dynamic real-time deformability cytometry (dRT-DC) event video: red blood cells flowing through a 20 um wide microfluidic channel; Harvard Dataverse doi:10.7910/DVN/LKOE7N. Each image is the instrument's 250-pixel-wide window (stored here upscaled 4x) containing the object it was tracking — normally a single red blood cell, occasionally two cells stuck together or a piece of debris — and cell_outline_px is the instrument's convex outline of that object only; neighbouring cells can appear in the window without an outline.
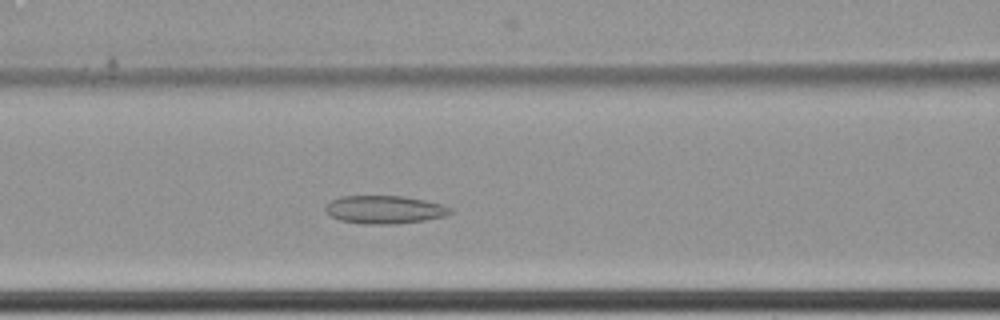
{"species": "common noctule bat (a hibernating species)", "species_latin": "Nyctalus noctula", "temperature_condition": "cold", "stored_images_in_passage": 56, "camera_frame_rate_fps": 3000, "um_per_image_px": 0.085, "animal": {"sex": "female", "body_mass_g": 22.7, "forearm_length_mm": 54.2}, "frame": {"image": 1, "passage_image": 22, "time_ms": 7.0, "image_size_px": [1000, 320], "cell_outline_px": [[452, 212], [444, 216], [424, 220], [392, 224], [364, 224], [340, 220], [332, 216], [324, 208], [332, 200], [344, 196], [404, 196], [444, 204], [452, 208]], "centroid_in_image_um": [32.73, 17.81], "position_along_channel_um": 133.9, "area_um2": 20.23}}
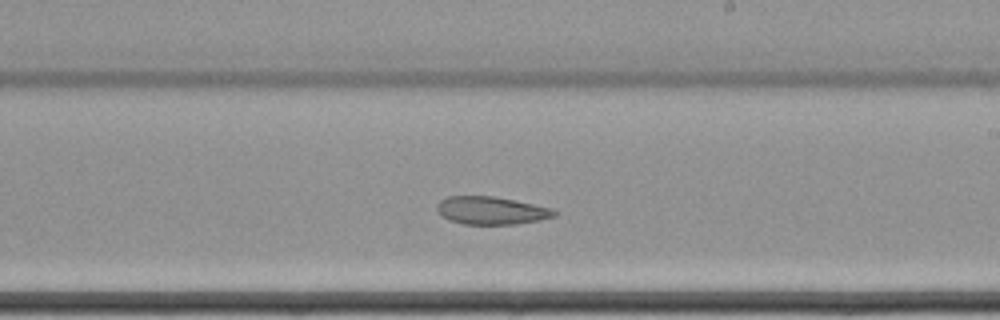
{"frame": {"image": 2, "passage_image": 32, "time_ms": 10.333, "image_size_px": [1000, 320], "cell_outline_px": [[556, 216], [540, 220], [516, 224], [464, 224], [448, 220], [440, 216], [436, 208], [436, 204], [440, 200], [448, 196], [492, 196], [552, 208], [556, 212]], "centroid_in_image_um": [41.7, 17.9], "position_along_channel_um": 247.3, "area_um2": 19.02}}
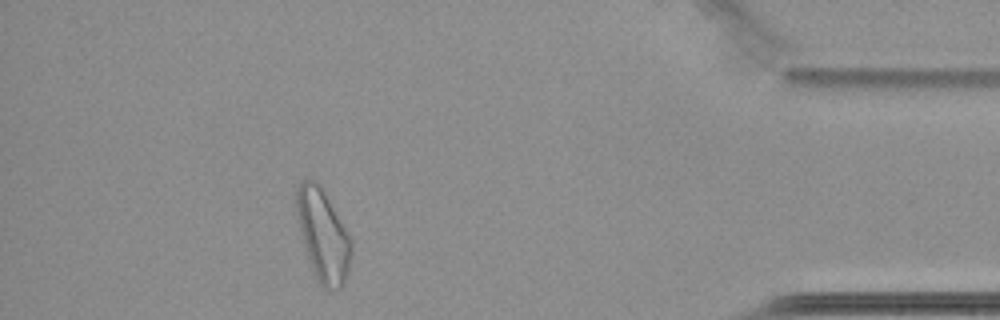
{"frame": {"image": 3, "passage_image": 50, "time_ms": 16.333, "image_size_px": [1000, 320], "cell_outline_px": [[352, 252], [348, 272], [344, 284], [340, 288], [324, 288], [316, 276], [308, 256], [300, 232], [296, 216], [296, 188], [308, 176], [316, 180], [320, 184], [352, 240]], "centroid_in_image_um": [27.46, 19.94], "position_along_channel_um": 407.7, "area_um2": 29.07}}